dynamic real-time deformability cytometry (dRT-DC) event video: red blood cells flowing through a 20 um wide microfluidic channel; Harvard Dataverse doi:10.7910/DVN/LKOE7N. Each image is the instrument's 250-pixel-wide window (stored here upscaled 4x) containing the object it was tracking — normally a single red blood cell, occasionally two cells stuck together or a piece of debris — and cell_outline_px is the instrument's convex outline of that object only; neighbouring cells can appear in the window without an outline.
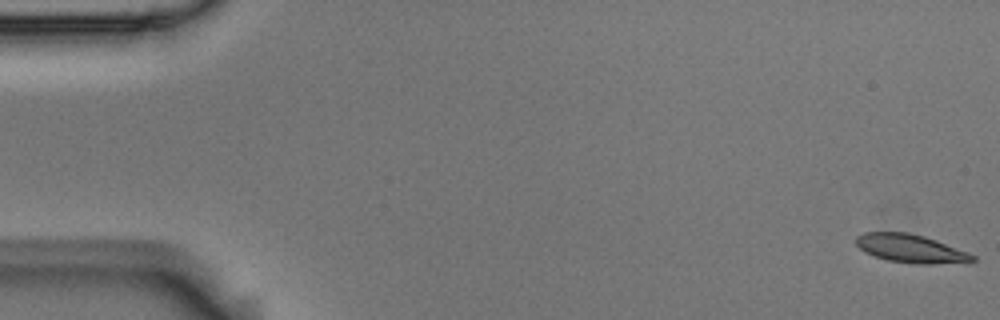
{"species": "Egyptian fruit bat (a non-hibernating species)", "species_latin": "Rousettus aegyptiacus", "temperature_condition": "room temperature", "stored_images_in_passage": 4, "camera_frame_rate_fps": 3000, "um_per_image_px": 0.085, "animal": {"sex": "male"}, "frame": {"image": 1, "passage_image": 1, "time_ms": 0.0, "image_size_px": [1000, 320], "cell_outline_px": [[976, 260], [932, 264], [912, 264], [888, 260], [864, 252], [856, 244], [856, 236], [864, 232], [908, 232], [924, 236], [936, 240], [968, 252], [976, 256]], "centroid_in_image_um": [77.38, 21.12], "position_along_channel_um": 7.6, "area_um2": 19.07}}
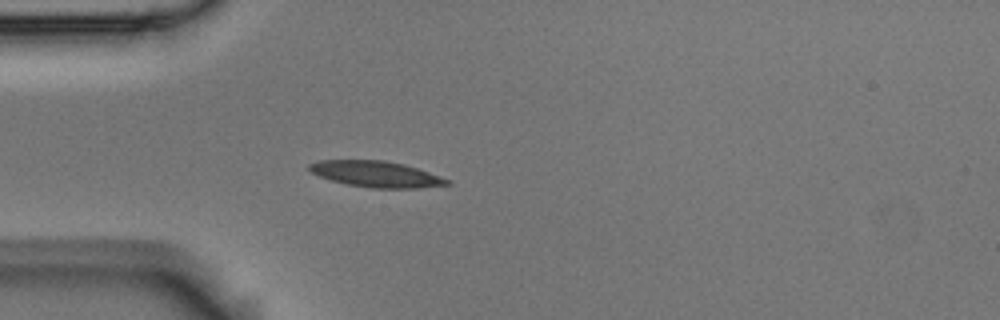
{"frame": {"image": 2, "passage_image": 4, "time_ms": 1.0, "image_size_px": [1000, 320], "cell_outline_px": [[452, 184], [416, 188], [368, 188], [348, 184], [332, 180], [320, 176], [312, 172], [308, 168], [308, 164], [316, 160], [384, 160], [404, 164], [452, 180]], "centroid_in_image_um": [31.98, 14.79], "position_along_channel_um": 53.0, "area_um2": 20.87}}